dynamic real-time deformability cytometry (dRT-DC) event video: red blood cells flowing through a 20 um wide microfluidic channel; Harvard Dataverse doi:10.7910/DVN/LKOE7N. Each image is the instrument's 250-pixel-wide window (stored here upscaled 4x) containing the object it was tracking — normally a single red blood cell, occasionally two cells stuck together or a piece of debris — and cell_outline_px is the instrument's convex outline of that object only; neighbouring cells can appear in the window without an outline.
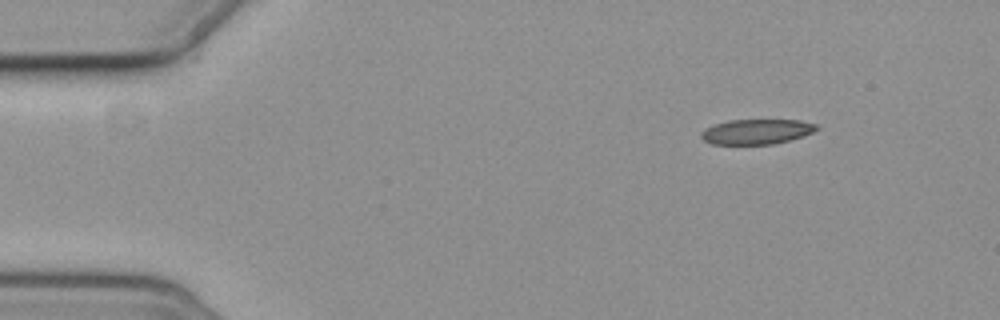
{"species": "common noctule bat (a hibernating species)", "species_latin": "Nyctalus noctula", "temperature_condition": "cold", "stored_images_in_passage": 5, "segment_of_instrument_passage": [1, 2], "camera_frame_rate_fps": 3000, "um_per_image_px": 0.085, "animal": {"sex": "female", "body_mass_g": 19.3, "forearm_length_mm": 54.1}, "frame": {"image": 1, "passage_image": 1, "time_ms": 0.0, "image_size_px": [1000, 320], "cell_outline_px": [[820, 128], [804, 136], [772, 144], [712, 144], [704, 140], [700, 136], [700, 132], [716, 124], [728, 120], [800, 120], [816, 124]], "centroid_in_image_um": [64.33, 11.19], "position_along_channel_um": 20.7, "area_um2": 16.7}}